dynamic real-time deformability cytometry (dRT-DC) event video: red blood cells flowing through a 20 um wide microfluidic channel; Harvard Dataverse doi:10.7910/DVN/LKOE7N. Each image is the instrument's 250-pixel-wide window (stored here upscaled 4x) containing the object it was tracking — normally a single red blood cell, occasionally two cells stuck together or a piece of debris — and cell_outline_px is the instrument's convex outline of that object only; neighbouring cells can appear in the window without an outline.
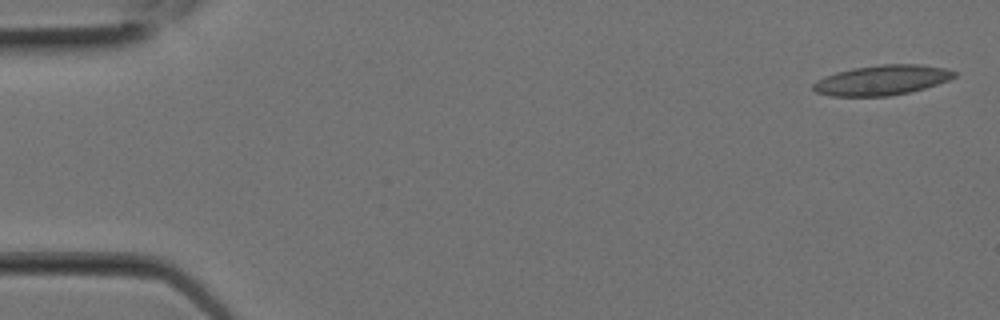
{"species": "Egyptian fruit bat (a non-hibernating species)", "species_latin": "Rousettus aegyptiacus", "temperature_condition": "room temperature", "stored_images_in_passage": 4, "camera_frame_rate_fps": 3000, "um_per_image_px": 0.085, "animal": {"sex": "female"}, "frame": {"image": 1, "passage_image": 4, "time_ms": 1.0, "image_size_px": [1000, 320], "cell_outline_px": [[956, 76], [948, 80], [924, 88], [908, 92], [888, 96], [832, 96], [816, 92], [812, 88], [812, 84], [816, 80], [824, 76], [836, 72], [852, 68], [880, 64], [920, 64], [948, 68], [956, 72]], "centroid_in_image_um": [74.95, 6.8], "position_along_channel_um": 10.1, "area_um2": 24.74}}